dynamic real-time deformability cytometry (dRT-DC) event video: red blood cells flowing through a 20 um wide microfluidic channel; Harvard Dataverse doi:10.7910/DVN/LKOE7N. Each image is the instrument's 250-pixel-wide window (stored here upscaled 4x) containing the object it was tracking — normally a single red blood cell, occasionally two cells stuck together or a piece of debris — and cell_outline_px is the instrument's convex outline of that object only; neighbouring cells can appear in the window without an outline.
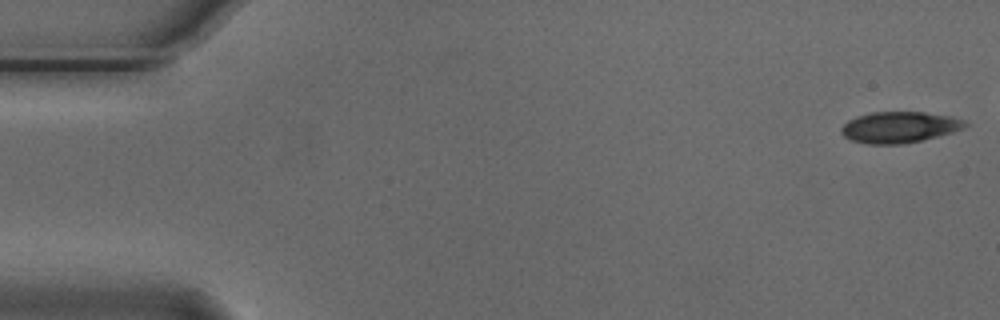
{"species": "Egyptian fruit bat (a non-hibernating species)", "species_latin": "Rousettus aegyptiacus", "temperature_condition": "cold", "stored_images_in_passage": 47, "camera_frame_rate_fps": 3000, "um_per_image_px": 0.085, "animal": {"sex": "male"}, "frame": {"image": 1, "passage_image": 1, "time_ms": 0.0, "image_size_px": [1000, 320], "cell_outline_px": [[968, 124], [964, 128], [952, 132], [920, 140], [900, 144], [868, 144], [852, 140], [844, 136], [840, 132], [840, 128], [848, 120], [856, 116], [872, 112], [924, 112], [952, 116], [964, 120]], "centroid_in_image_um": [76.43, 10.8], "position_along_channel_um": 8.6, "area_um2": 22.37}}
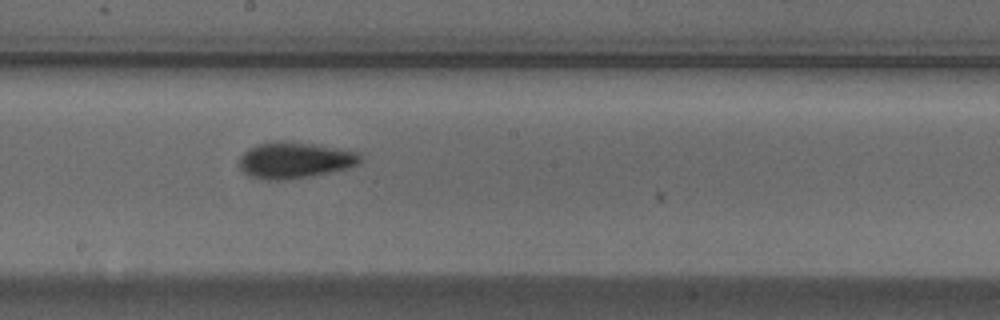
{"frame": {"image": 2, "passage_image": 29, "time_ms": 9.333, "image_size_px": [1000, 320], "cell_outline_px": [[364, 160], [360, 164], [348, 168], [332, 172], [312, 176], [280, 180], [268, 180], [248, 176], [236, 164], [240, 156], [248, 148], [256, 144], [272, 140], [284, 140], [340, 148], [360, 152], [364, 156]], "centroid_in_image_um": [25.07, 13.6], "position_along_channel_um": 223.1, "area_um2": 26.3}}
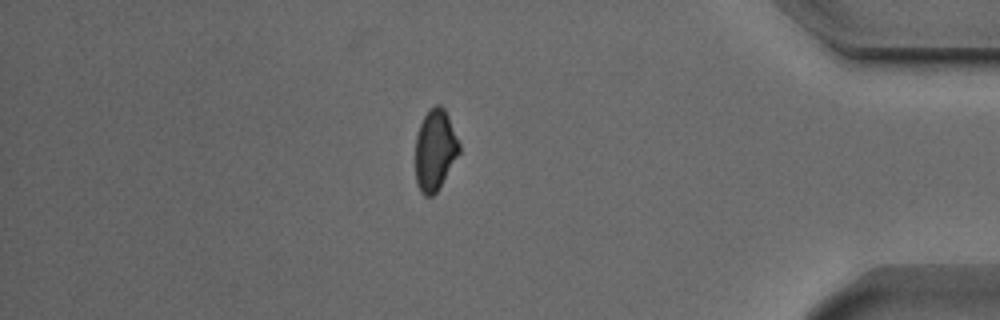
{"frame": {"image": 3, "passage_image": 46, "time_ms": 15.0, "image_size_px": [1000, 320], "cell_outline_px": [[460, 152], [436, 192], [432, 196], [424, 196], [420, 192], [416, 184], [416, 136], [420, 124], [428, 108], [436, 104], [440, 104], [444, 108], [448, 116], [460, 144]], "centroid_in_image_um": [36.97, 12.73], "position_along_channel_um": 398.2, "area_um2": 20.63}}